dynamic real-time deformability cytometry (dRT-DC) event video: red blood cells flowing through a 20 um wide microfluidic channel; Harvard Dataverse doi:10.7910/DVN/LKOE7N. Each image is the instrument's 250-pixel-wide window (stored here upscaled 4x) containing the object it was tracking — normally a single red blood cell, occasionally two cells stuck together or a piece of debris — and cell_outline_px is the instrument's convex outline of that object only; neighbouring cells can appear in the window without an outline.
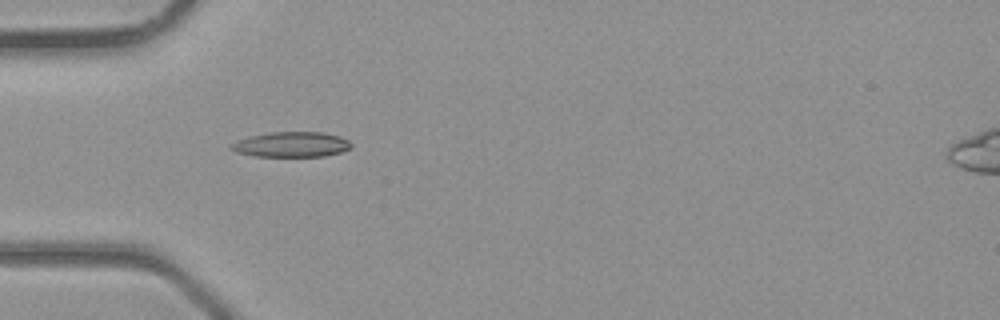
{"species": "common noctule bat (a hibernating species)", "species_latin": "Nyctalus noctula", "temperature_condition": "room temperature", "stored_images_in_passage": 28, "camera_frame_rate_fps": 3000, "um_per_image_px": 0.085, "animal": {"sex": "male", "body_mass_g": 23.1, "forearm_length_mm": 52.7}, "frame": {"image": 1, "passage_image": 1, "time_ms": 0.0, "image_size_px": [1000, 320], "cell_outline_px": [[352, 148], [340, 152], [324, 156], [256, 156], [236, 152], [228, 148], [228, 144], [236, 140], [248, 136], [268, 132], [324, 132], [340, 136], [348, 140], [352, 144]], "centroid_in_image_um": [24.73, 12.27], "position_along_channel_um": 60.3, "area_um2": 17.86}}
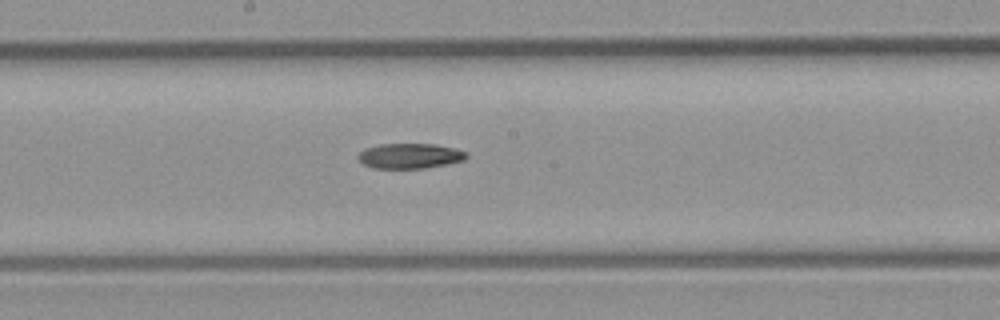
{"frame": {"image": 2, "passage_image": 10, "time_ms": 3.0, "image_size_px": [1000, 320], "cell_outline_px": [[468, 156], [464, 160], [448, 164], [424, 168], [372, 168], [364, 164], [356, 156], [364, 148], [380, 144], [436, 144], [456, 148], [464, 152]], "centroid_in_image_um": [34.83, 13.25], "position_along_channel_um": 213.4, "area_um2": 15.9}}
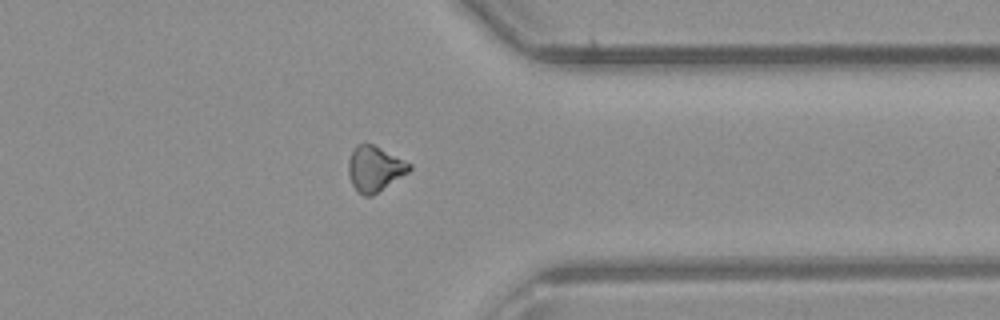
{"frame": {"image": 3, "passage_image": 20, "time_ms": 6.333, "image_size_px": [1000, 320], "cell_outline_px": [[412, 168], [408, 172], [372, 196], [364, 196], [352, 184], [348, 172], [348, 160], [352, 148], [356, 144], [372, 144], [412, 164]], "centroid_in_image_um": [31.83, 14.33], "position_along_channel_um": 379.6, "area_um2": 15.9}}